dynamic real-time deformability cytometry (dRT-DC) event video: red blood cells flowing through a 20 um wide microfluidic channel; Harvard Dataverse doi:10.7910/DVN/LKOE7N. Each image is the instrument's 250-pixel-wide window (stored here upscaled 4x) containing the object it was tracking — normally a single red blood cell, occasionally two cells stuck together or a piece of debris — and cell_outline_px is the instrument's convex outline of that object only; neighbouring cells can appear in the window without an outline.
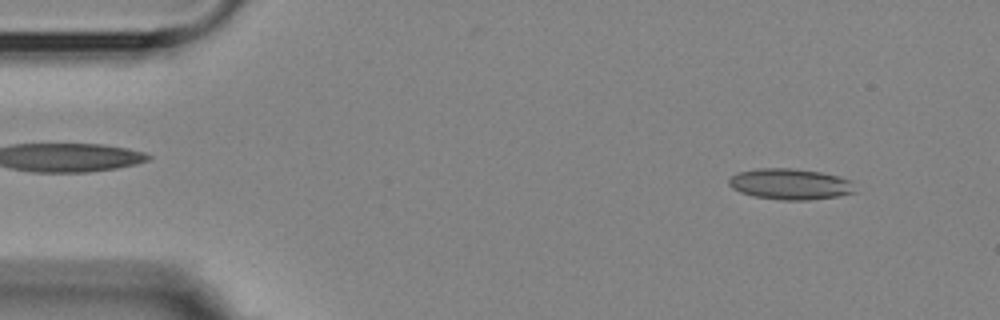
{"species": "Egyptian fruit bat (a non-hibernating species)", "species_latin": "Rousettus aegyptiacus", "temperature_condition": "room temperature", "stored_images_in_passage": 3, "camera_frame_rate_fps": 3000, "um_per_image_px": 0.085, "animal": {"sex": "female"}, "frame": {"image": 1, "passage_image": 1, "time_ms": 0.0, "image_size_px": [1000, 320], "cell_outline_px": [[856, 192], [840, 196], [808, 200], [780, 200], [756, 196], [740, 192], [732, 188], [728, 184], [728, 180], [736, 172], [760, 168], [792, 168], [820, 172], [840, 176], [848, 180]], "centroid_in_image_um": [67.14, 15.64], "position_along_channel_um": 17.9, "area_um2": 22.72}}